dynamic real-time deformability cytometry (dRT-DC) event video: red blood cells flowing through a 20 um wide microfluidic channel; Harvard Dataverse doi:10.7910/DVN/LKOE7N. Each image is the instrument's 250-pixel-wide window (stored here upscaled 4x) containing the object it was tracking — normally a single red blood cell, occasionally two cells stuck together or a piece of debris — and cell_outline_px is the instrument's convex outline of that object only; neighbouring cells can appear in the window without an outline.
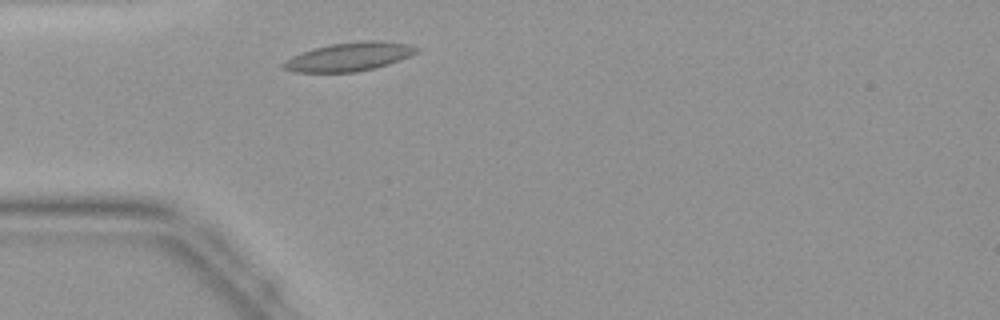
{"species": "common noctule bat (a hibernating species)", "species_latin": "Nyctalus noctula", "temperature_condition": "warm", "stored_images_in_passage": 28, "camera_frame_rate_fps": 3000, "um_per_image_px": 0.085, "animal": {"sex": "female", "body_mass_g": 19.9}, "frame": {"image": 1, "passage_image": 3, "time_ms": 0.667, "image_size_px": [1000, 320], "cell_outline_px": [[420, 48], [416, 52], [400, 60], [376, 68], [356, 72], [292, 72], [284, 68], [280, 64], [284, 60], [292, 56], [312, 48], [332, 44], [360, 40], [380, 40], [408, 44]], "centroid_in_image_um": [29.65, 4.82], "position_along_channel_um": 55.3, "area_um2": 22.31}}
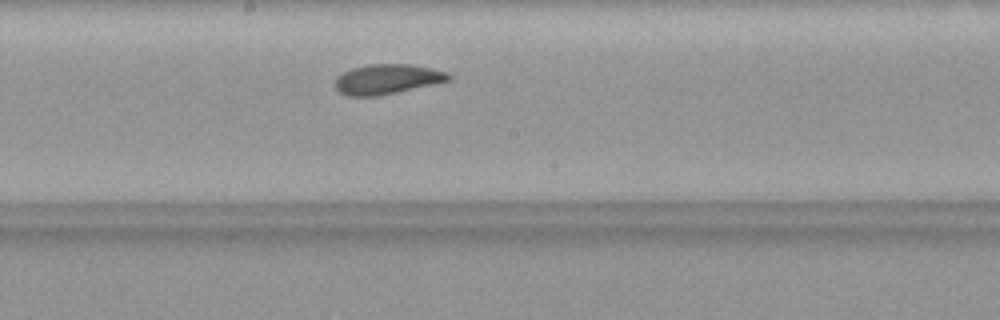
{"frame": {"image": 2, "passage_image": 14, "time_ms": 4.333, "image_size_px": [1000, 320], "cell_outline_px": [[452, 80], [396, 92], [376, 96], [348, 96], [340, 92], [336, 88], [336, 76], [352, 68], [368, 64], [408, 64], [448, 72], [452, 76]], "centroid_in_image_um": [32.91, 6.72], "position_along_channel_um": 215.3, "area_um2": 19.59}}
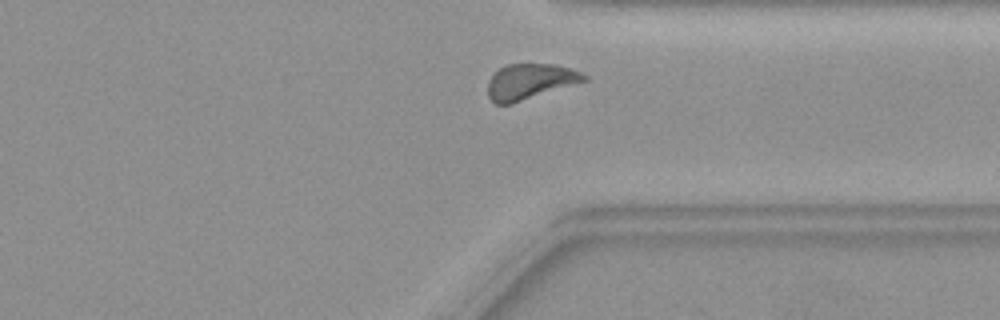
{"frame": {"image": 3, "passage_image": 24, "time_ms": 7.667, "image_size_px": [1000, 320], "cell_outline_px": [[588, 80], [512, 104], [496, 104], [488, 96], [488, 80], [500, 68], [508, 64], [556, 64], [580, 72], [588, 76]], "centroid_in_image_um": [45.05, 6.94], "position_along_channel_um": 366.4, "area_um2": 19.83}}